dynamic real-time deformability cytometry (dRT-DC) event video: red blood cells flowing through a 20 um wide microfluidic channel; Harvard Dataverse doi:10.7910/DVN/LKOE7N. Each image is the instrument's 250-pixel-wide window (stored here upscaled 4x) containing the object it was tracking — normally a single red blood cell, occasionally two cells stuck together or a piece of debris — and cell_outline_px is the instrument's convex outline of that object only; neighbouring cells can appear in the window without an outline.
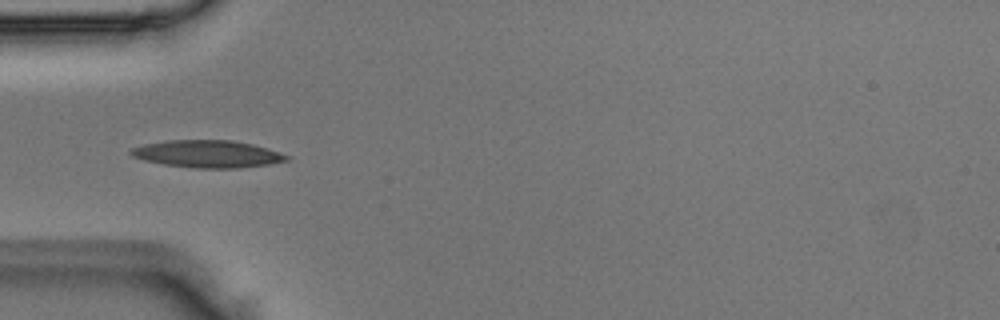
{"species": "Egyptian fruit bat (a non-hibernating species)", "species_latin": "Rousettus aegyptiacus", "temperature_condition": "room temperature", "stored_images_in_passage": 2, "camera_frame_rate_fps": 3000, "um_per_image_px": 0.085, "animal": {"sex": "male"}, "frame": {"image": 1, "passage_image": 1, "time_ms": 0.0, "image_size_px": [1000, 320], "cell_outline_px": [[292, 156], [288, 160], [272, 164], [236, 168], [192, 168], [164, 164], [144, 160], [132, 156], [128, 152], [132, 148], [144, 144], [168, 140], [232, 140], [252, 144], [268, 148]], "centroid_in_image_um": [17.67, 13.08], "position_along_channel_um": 67.3, "area_um2": 24.91}}
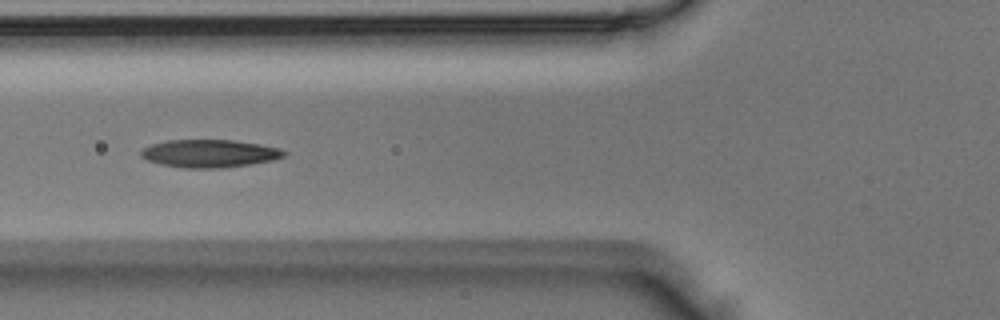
{"frame": {"image": 2, "passage_image": 2, "time_ms": 0.333, "image_size_px": [1000, 320], "cell_outline_px": [[288, 152], [284, 156], [272, 160], [248, 164], [220, 168], [184, 168], [160, 164], [148, 160], [140, 156], [140, 152], [144, 148], [152, 144], [164, 140], [236, 140], [260, 144], [280, 148]], "centroid_in_image_um": [17.8, 13.04], "position_along_channel_um": 108.0, "area_um2": 23.18}}